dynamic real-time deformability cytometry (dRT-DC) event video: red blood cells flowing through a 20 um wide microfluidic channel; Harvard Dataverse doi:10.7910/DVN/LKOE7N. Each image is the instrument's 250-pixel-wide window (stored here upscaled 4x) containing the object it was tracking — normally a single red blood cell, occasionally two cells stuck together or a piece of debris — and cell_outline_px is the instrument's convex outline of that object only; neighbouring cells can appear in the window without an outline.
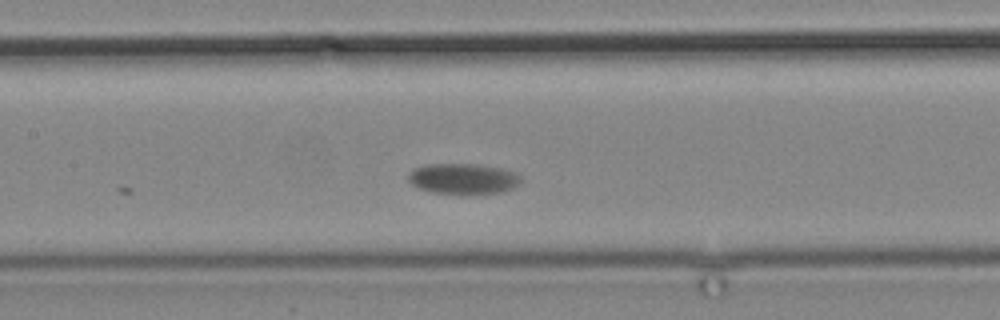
{"species": "common noctule bat (a hibernating species)", "species_latin": "Nyctalus noctula", "temperature_condition": "cold", "stored_images_in_passage": 7, "camera_frame_rate_fps": 3000, "um_per_image_px": 0.085, "animal": {"sex": "male", "body_mass_g": 19.2, "forearm_length_mm": 51.8}, "frame": {"image": 1, "passage_image": 7, "time_ms": 7.0, "image_size_px": [1000, 320], "cell_outline_px": [[520, 180], [512, 188], [504, 192], [460, 196], [432, 192], [420, 188], [412, 184], [408, 180], [408, 172], [412, 168], [428, 164], [476, 164], [500, 168], [516, 172], [520, 176]], "centroid_in_image_um": [39.34, 15.22], "position_along_channel_um": 168.1, "area_um2": 20.58}}